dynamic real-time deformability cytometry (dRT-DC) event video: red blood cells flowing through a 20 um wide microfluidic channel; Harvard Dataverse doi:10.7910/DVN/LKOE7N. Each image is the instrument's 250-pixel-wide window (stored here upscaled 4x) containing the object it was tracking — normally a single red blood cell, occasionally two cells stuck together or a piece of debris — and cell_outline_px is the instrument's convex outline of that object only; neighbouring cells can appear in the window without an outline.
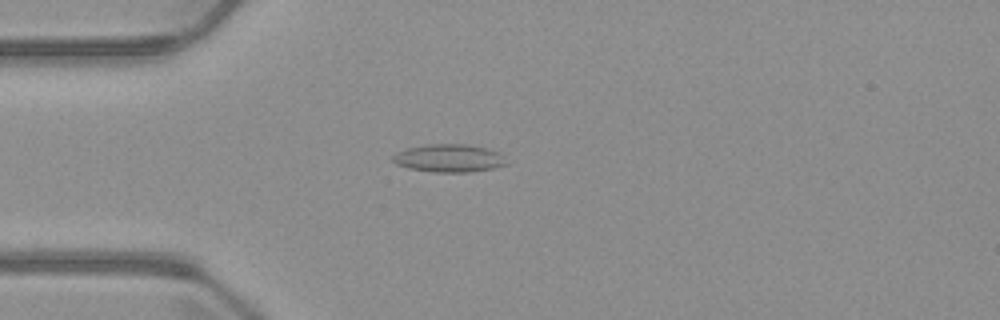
{"species": "common noctule bat (a hibernating species)", "species_latin": "Nyctalus noctula", "temperature_condition": "warm", "stored_images_in_passage": 2, "camera_frame_rate_fps": 3000, "um_per_image_px": 0.085, "animal": {"sex": "male", "body_mass_g": 23.1, "forearm_length_mm": 52.7}, "frame": {"image": 1, "passage_image": 2, "time_ms": 1.333, "image_size_px": [1000, 320], "cell_outline_px": [[508, 164], [492, 168], [468, 172], [432, 172], [408, 168], [396, 164], [392, 160], [392, 156], [396, 152], [408, 148], [424, 144], [468, 144], [488, 148], [500, 152]], "centroid_in_image_um": [38.16, 13.44], "position_along_channel_um": 46.8, "area_um2": 18.61}}